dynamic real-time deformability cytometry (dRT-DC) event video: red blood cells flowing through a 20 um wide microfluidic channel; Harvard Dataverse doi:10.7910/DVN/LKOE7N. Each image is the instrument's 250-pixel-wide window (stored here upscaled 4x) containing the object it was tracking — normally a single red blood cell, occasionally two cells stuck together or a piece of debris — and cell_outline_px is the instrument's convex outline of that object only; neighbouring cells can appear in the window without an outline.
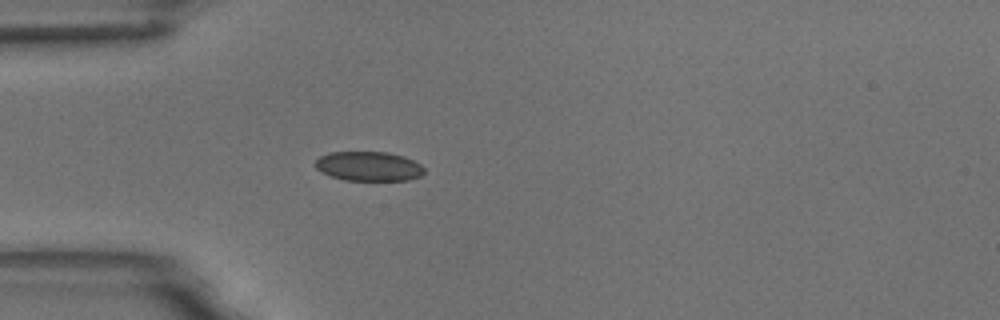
{"species": "common noctule bat (a hibernating species)", "species_latin": "Nyctalus noctula", "temperature_condition": "room temperature", "stored_images_in_passage": 3, "camera_frame_rate_fps": 3000, "um_per_image_px": 0.085, "animal": {"sex": "male", "body_mass_g": 18.8}, "frame": {"image": 1, "passage_image": 3, "time_ms": 0.667, "image_size_px": [1000, 320], "cell_outline_px": [[424, 172], [420, 176], [408, 180], [344, 180], [332, 176], [316, 168], [312, 164], [320, 156], [328, 152], [388, 152], [404, 156], [420, 164], [424, 168]], "centroid_in_image_um": [31.33, 14.12], "position_along_channel_um": 53.7, "area_um2": 18.67}}